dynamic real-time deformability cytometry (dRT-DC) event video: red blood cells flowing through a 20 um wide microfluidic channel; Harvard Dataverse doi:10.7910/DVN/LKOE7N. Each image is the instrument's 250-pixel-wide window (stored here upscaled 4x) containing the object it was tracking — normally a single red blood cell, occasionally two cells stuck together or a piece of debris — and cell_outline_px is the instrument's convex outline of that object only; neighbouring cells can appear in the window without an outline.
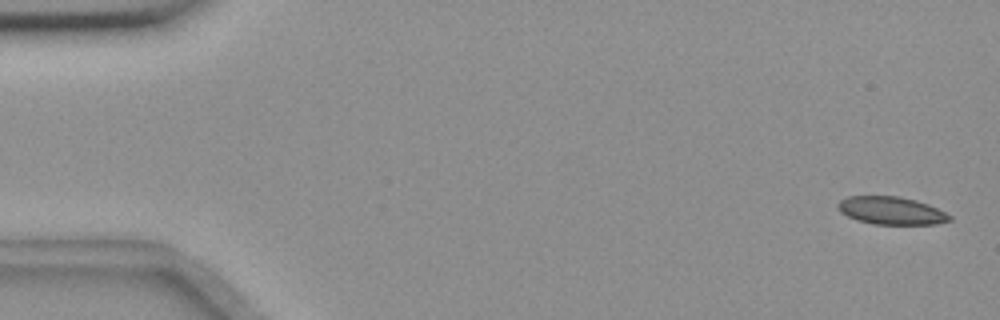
{"species": "common noctule bat (a hibernating species)", "species_latin": "Nyctalus noctula", "temperature_condition": "room temperature", "stored_images_in_passage": 4, "camera_frame_rate_fps": 3000, "um_per_image_px": 0.085, "animal": {"sex": "female", "body_mass_g": 18.4}, "frame": {"image": 1, "passage_image": 1, "time_ms": 0.0, "image_size_px": [1000, 320], "cell_outline_px": [[952, 220], [936, 224], [872, 224], [856, 220], [840, 212], [836, 204], [840, 200], [848, 196], [900, 196], [916, 200], [928, 204], [952, 216]], "centroid_in_image_um": [75.74, 17.9], "position_along_channel_um": 9.3, "area_um2": 18.15}}